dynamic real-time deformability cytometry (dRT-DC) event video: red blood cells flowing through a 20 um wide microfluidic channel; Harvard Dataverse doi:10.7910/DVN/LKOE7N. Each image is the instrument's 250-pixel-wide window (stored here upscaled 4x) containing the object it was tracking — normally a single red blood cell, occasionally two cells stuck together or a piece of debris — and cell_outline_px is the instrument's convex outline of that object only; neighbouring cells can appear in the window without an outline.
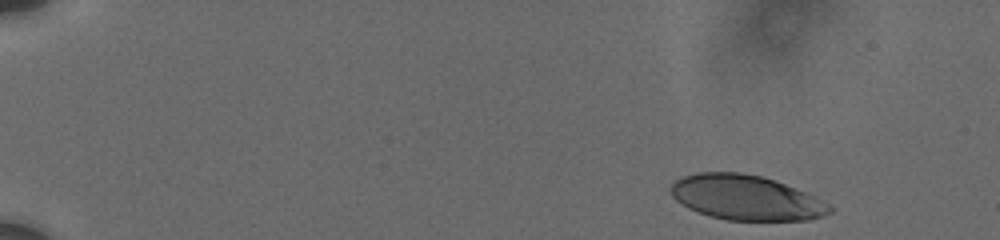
{"species": "human", "species_latin": "Homo sapiens", "temperature_condition": "cold", "stored_images_in_passage": 46, "camera_frame_rate_fps": 3000, "um_per_image_px": 0.085, "donor": {"sex": "male"}, "frame": {"image": 1, "passage_image": 1, "time_ms": 0.0, "image_size_px": [1000, 240], "cell_outline_px": [[832, 212], [808, 220], [728, 220], [712, 216], [688, 208], [676, 200], [672, 196], [668, 188], [676, 180], [684, 176], [696, 172], [740, 172], [760, 176], [784, 184], [816, 196], [832, 208]], "centroid_in_image_um": [63.37, 16.79], "position_along_channel_um": 21.6, "area_um2": 41.21}}
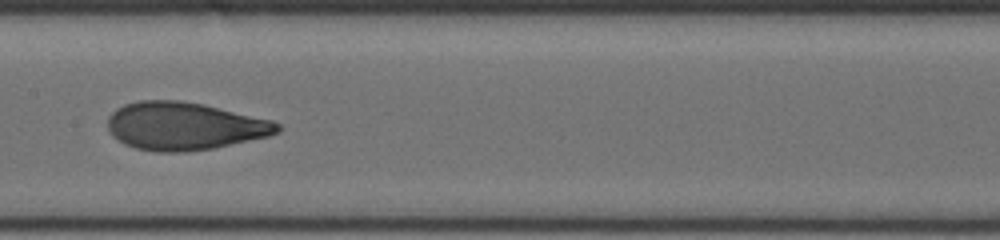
{"frame": {"image": 2, "passage_image": 30, "time_ms": 8.333, "image_size_px": [1000, 240], "cell_outline_px": [[280, 132], [268, 136], [212, 148], [184, 152], [156, 152], [136, 148], [124, 144], [112, 136], [108, 128], [108, 116], [116, 108], [124, 104], [140, 100], [180, 100], [204, 104], [272, 120], [280, 124]], "centroid_in_image_um": [15.64, 10.71], "position_along_channel_um": 191.8, "area_um2": 47.4}}
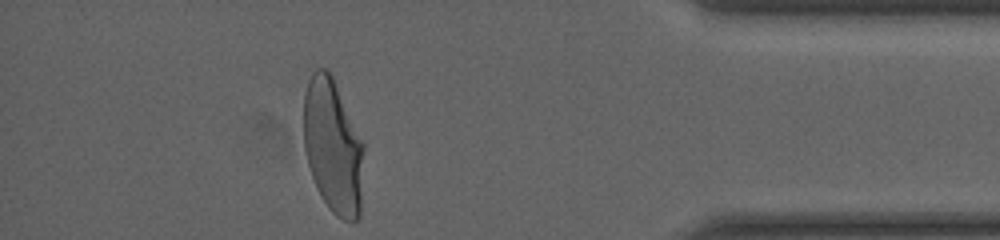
{"frame": {"image": 3, "passage_image": 46, "time_ms": 15.0, "image_size_px": [1000, 240], "cell_outline_px": [[364, 148], [360, 216], [352, 224], [336, 216], [328, 208], [316, 188], [308, 164], [304, 148], [304, 92], [308, 80], [312, 72], [316, 68], [324, 68], [332, 76], [364, 140]], "centroid_in_image_um": [28.31, 12.46], "position_along_channel_um": 406.9, "area_um2": 47.74}, "authors_computed_cell_mechanics": {"area_um2": 45.0551, "velocity_mm_per_s": 3.7092, "shape_relaxation_time_tau1_ms": 5.2424, "shape_relaxation_time_tau2_ms": 0.8808, "deformation_change_tau1": 0.2063, "deformation_change_tau2": 0.0729}}